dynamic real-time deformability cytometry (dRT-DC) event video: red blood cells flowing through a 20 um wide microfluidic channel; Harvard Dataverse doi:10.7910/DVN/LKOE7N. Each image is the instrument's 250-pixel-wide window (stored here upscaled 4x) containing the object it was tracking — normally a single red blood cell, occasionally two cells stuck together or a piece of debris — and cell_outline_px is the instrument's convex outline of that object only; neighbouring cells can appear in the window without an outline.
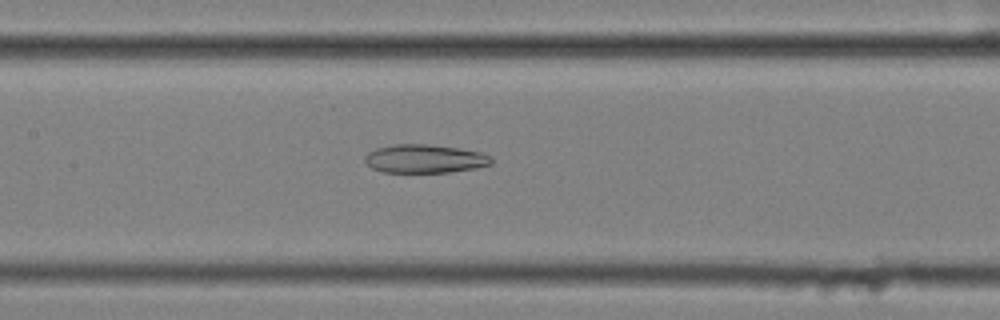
{"species": "common noctule bat (a hibernating species)", "species_latin": "Nyctalus noctula", "temperature_condition": "cold", "stored_images_in_passage": 32, "camera_frame_rate_fps": 3000, "um_per_image_px": 0.085, "animal": {"sex": "female", "body_mass_g": 25.1}, "frame": {"image": 1, "passage_image": 28, "time_ms": 9.0, "image_size_px": [1000, 320], "cell_outline_px": [[492, 164], [476, 168], [448, 172], [384, 172], [372, 168], [364, 160], [364, 156], [368, 152], [376, 148], [392, 144], [428, 144], [460, 148], [480, 152], [492, 156]], "centroid_in_image_um": [36.11, 13.48], "position_along_channel_um": 171.3, "area_um2": 21.1}}